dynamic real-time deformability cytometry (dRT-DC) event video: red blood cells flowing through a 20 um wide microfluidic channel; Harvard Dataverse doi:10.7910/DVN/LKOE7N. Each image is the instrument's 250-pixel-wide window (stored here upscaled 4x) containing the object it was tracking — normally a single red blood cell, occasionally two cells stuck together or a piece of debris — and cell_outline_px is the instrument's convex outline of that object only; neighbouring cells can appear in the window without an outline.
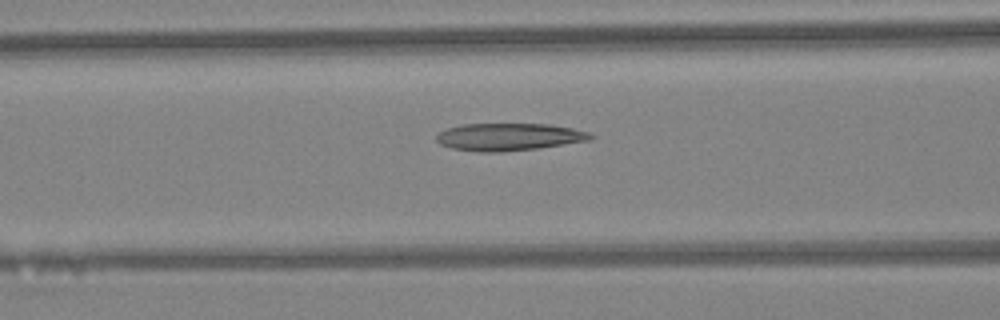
{"species": "Egyptian fruit bat (a non-hibernating species)", "species_latin": "Rousettus aegyptiacus", "temperature_condition": "warm", "stored_images_in_passage": 33, "camera_frame_rate_fps": 3000, "um_per_image_px": 0.085, "animal": {"sex": "female"}, "frame": {"image": 1, "passage_image": 6, "time_ms": 1.667, "image_size_px": [1000, 320], "cell_outline_px": [[596, 136], [592, 140], [536, 148], [500, 152], [480, 152], [452, 148], [440, 144], [436, 140], [436, 136], [440, 132], [448, 128], [460, 124], [548, 124], [572, 128], [588, 132]], "centroid_in_image_um": [43.27, 11.63], "position_along_channel_um": 123.3, "area_um2": 24.57}}
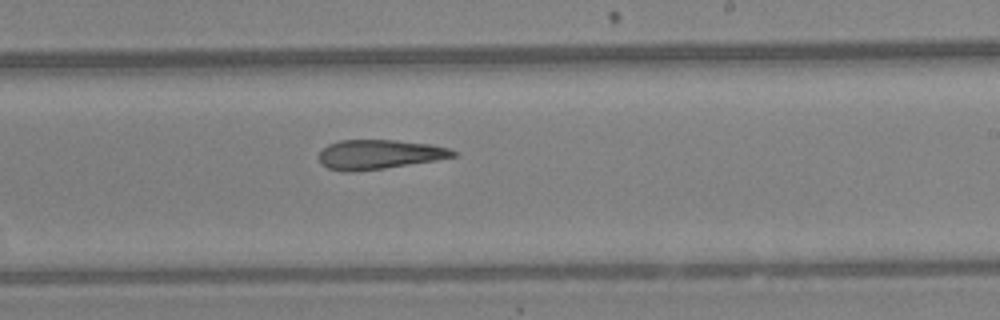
{"frame": {"image": 2, "passage_image": 15, "time_ms": 4.667, "image_size_px": [1000, 320], "cell_outline_px": [[460, 152], [456, 156], [436, 160], [384, 168], [352, 172], [344, 172], [328, 168], [320, 164], [320, 152], [328, 144], [340, 140], [396, 140], [428, 144], [448, 148]], "centroid_in_image_um": [32.23, 13.13], "position_along_channel_um": 256.8, "area_um2": 22.95}}
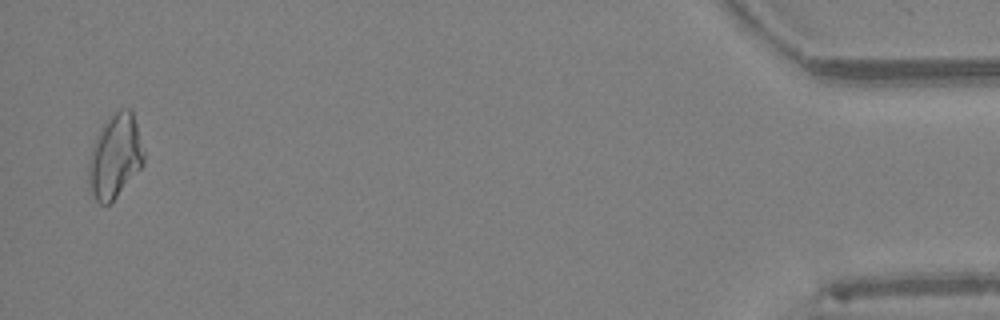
{"frame": {"image": 3, "passage_image": 32, "time_ms": 10.333, "image_size_px": [1000, 320], "cell_outline_px": [[144, 164], [116, 196], [108, 204], [100, 204], [96, 200], [92, 192], [88, 180], [88, 160], [92, 144], [100, 128], [120, 108], [132, 108], [144, 152]], "centroid_in_image_um": [9.77, 13.26], "position_along_channel_um": 425.4, "area_um2": 26.7}}